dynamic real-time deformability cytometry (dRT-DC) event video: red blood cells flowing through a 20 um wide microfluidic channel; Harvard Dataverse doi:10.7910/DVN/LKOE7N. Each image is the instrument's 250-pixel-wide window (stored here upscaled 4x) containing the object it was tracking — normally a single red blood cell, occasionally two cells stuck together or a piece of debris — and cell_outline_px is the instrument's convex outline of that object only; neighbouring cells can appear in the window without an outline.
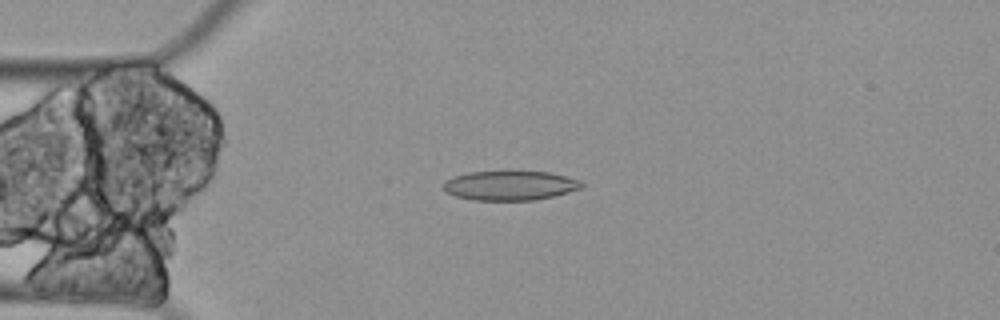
{"species": "Egyptian fruit bat (a non-hibernating species)", "species_latin": "Rousettus aegyptiacus", "temperature_condition": "cold", "stored_images_in_passage": 5, "camera_frame_rate_fps": 3000, "um_per_image_px": 0.085, "animal": {"sex": "female"}, "frame": {"image": 1, "passage_image": 4, "time_ms": 1.0, "image_size_px": [1000, 320], "cell_outline_px": [[584, 184], [580, 188], [568, 192], [536, 200], [472, 200], [456, 196], [444, 192], [440, 188], [444, 180], [452, 176], [468, 172], [548, 172], [580, 180]], "centroid_in_image_um": [43.26, 15.78], "position_along_channel_um": 41.7, "area_um2": 23.76}}